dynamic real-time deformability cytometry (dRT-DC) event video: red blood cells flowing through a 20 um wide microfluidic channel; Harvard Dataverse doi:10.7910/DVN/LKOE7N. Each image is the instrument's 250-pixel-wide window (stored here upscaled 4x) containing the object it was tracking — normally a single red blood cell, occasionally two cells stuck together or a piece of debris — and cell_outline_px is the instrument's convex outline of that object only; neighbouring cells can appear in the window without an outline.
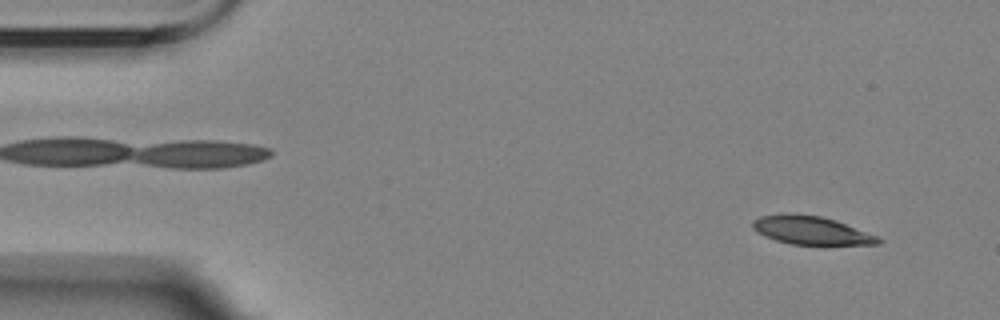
{"species": "Egyptian fruit bat (a non-hibernating species)", "species_latin": "Rousettus aegyptiacus", "temperature_condition": "room temperature", "stored_images_in_passage": 4, "camera_frame_rate_fps": 3000, "um_per_image_px": 0.085, "animal": {"sex": "female"}, "frame": {"image": 1, "passage_image": 1, "time_ms": 0.0, "image_size_px": [1000, 320], "cell_outline_px": [[884, 240], [880, 244], [792, 244], [776, 240], [764, 236], [756, 232], [752, 228], [752, 220], [760, 216], [820, 216], [836, 220], [880, 236]], "centroid_in_image_um": [69.03, 19.62], "position_along_channel_um": 16.0, "area_um2": 20.11}}
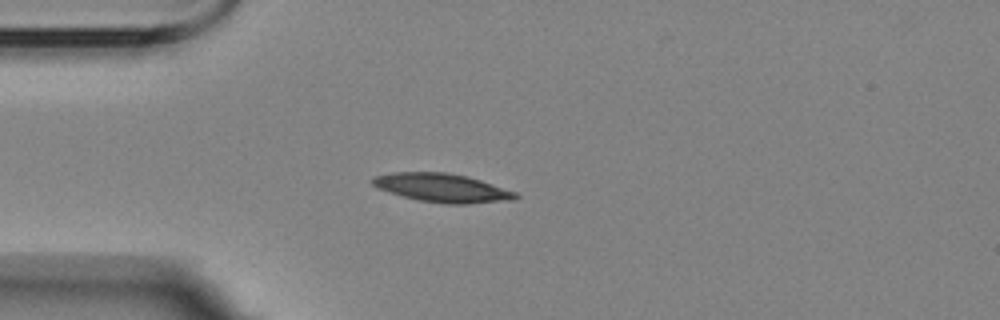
{"frame": {"image": 2, "passage_image": 4, "time_ms": 3.333, "image_size_px": [1000, 320], "cell_outline_px": [[520, 196], [512, 200], [468, 204], [444, 204], [420, 200], [388, 192], [376, 188], [372, 184], [372, 176], [392, 172], [448, 172], [468, 176], [516, 192]], "centroid_in_image_um": [37.57, 15.96], "position_along_channel_um": 47.4, "area_um2": 23.93}}